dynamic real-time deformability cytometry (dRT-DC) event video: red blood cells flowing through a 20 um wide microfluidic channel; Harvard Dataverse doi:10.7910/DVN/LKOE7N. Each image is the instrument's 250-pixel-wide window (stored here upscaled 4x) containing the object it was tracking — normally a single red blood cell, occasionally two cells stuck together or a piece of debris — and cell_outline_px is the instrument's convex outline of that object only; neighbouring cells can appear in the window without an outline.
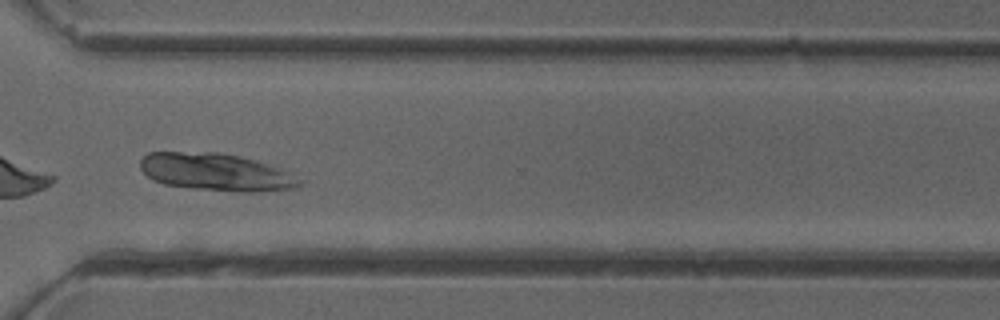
{"species": "common noctule bat (a hibernating species)", "species_latin": "Nyctalus noctula", "temperature_condition": "cold", "stored_images_in_passage": 41, "camera_frame_rate_fps": 3000, "um_per_image_px": 0.085, "animal": {"sex": "female"}, "frame": {"image": 1, "passage_image": 35, "time_ms": 11.333, "image_size_px": [1000, 320], "cell_outline_px": [[304, 184], [292, 188], [256, 192], [240, 192], [192, 188], [164, 184], [152, 180], [140, 168], [140, 160], [148, 152], [220, 152], [256, 160], [280, 168], [304, 180]], "centroid_in_image_um": [18.37, 14.63], "position_along_channel_um": 352.2, "area_um2": 34.85}}